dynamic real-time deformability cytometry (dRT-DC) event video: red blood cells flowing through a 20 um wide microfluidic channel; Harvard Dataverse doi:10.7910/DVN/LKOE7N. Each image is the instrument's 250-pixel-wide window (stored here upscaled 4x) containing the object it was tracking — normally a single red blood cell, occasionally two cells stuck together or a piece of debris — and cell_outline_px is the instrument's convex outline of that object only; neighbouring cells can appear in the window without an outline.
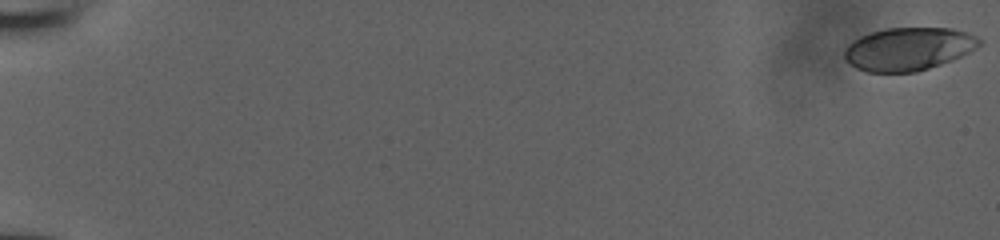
{"species": "human", "species_latin": "Homo sapiens", "temperature_condition": "room temperature", "stored_images_in_passage": 53, "camera_frame_rate_fps": 3000, "um_per_image_px": 0.085, "donor": {"sex": "male"}, "frame": {"image": 1, "passage_image": 1, "time_ms": 0.0, "image_size_px": [1000, 240], "cell_outline_px": [[984, 40], [976, 48], [952, 60], [916, 72], [868, 72], [856, 68], [848, 64], [844, 56], [844, 48], [852, 40], [860, 36], [884, 28], [952, 28], [976, 36]], "centroid_in_image_um": [77.18, 4.16], "position_along_channel_um": 7.8, "area_um2": 33.87}}
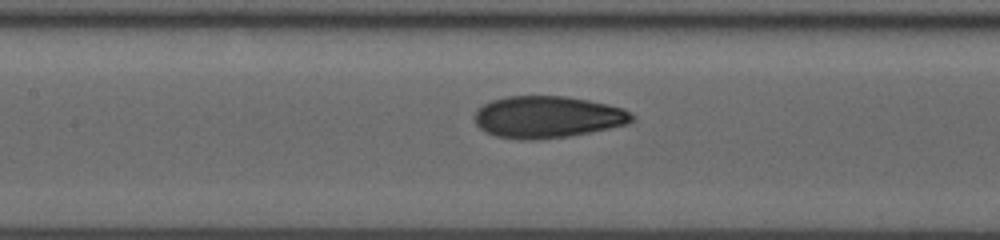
{"frame": {"image": 2, "passage_image": 28, "time_ms": 9.0, "image_size_px": [1000, 240], "cell_outline_px": [[636, 120], [628, 124], [568, 136], [536, 140], [528, 140], [496, 136], [484, 132], [476, 124], [472, 116], [476, 108], [492, 100], [508, 96], [568, 96], [608, 104], [624, 108], [632, 112], [636, 116]], "centroid_in_image_um": [46.54, 9.94], "position_along_channel_um": 160.9, "area_um2": 38.78}}
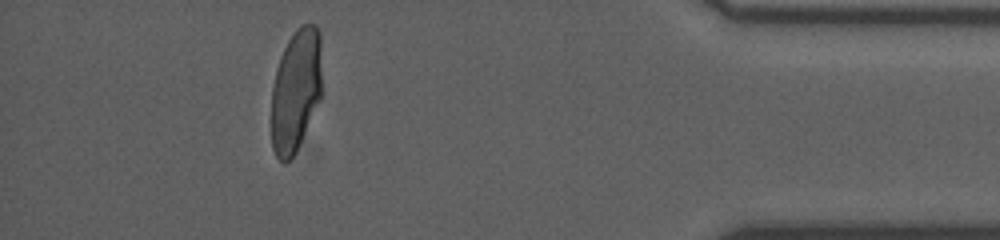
{"frame": {"image": 3, "passage_image": 49, "time_ms": 16.0, "image_size_px": [1000, 240], "cell_outline_px": [[324, 92], [296, 152], [284, 164], [276, 156], [272, 148], [272, 88], [276, 68], [280, 56], [288, 40], [296, 28], [300, 24], [316, 24], [320, 32]], "centroid_in_image_um": [25.19, 7.63], "position_along_channel_um": 410.0, "area_um2": 37.11}}